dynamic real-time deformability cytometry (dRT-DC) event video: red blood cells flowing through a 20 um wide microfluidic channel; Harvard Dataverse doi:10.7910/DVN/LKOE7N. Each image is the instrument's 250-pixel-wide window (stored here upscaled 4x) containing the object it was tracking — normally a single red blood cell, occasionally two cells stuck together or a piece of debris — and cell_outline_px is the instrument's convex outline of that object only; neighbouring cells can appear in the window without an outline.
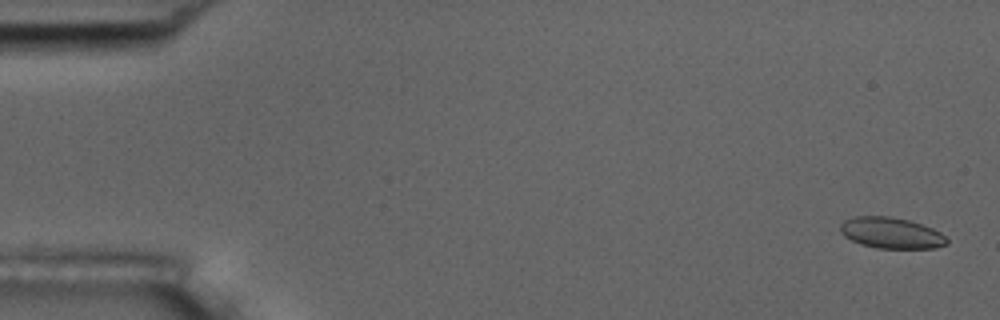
{"species": "common noctule bat (a hibernating species)", "species_latin": "Nyctalus noctula", "temperature_condition": "room temperature", "stored_images_in_passage": 4, "camera_frame_rate_fps": 3000, "um_per_image_px": 0.085, "animal": {"sex": "male", "body_mass_g": 17.5, "forearm_length_mm": 52.3}, "frame": {"image": 1, "passage_image": 1, "time_ms": 0.0, "image_size_px": [1000, 320], "cell_outline_px": [[948, 244], [936, 248], [876, 248], [860, 244], [844, 236], [840, 232], [840, 224], [844, 220], [856, 216], [888, 216], [908, 220], [932, 228], [940, 232], [948, 240]], "centroid_in_image_um": [75.74, 19.8], "position_along_channel_um": 9.3, "area_um2": 19.25}}